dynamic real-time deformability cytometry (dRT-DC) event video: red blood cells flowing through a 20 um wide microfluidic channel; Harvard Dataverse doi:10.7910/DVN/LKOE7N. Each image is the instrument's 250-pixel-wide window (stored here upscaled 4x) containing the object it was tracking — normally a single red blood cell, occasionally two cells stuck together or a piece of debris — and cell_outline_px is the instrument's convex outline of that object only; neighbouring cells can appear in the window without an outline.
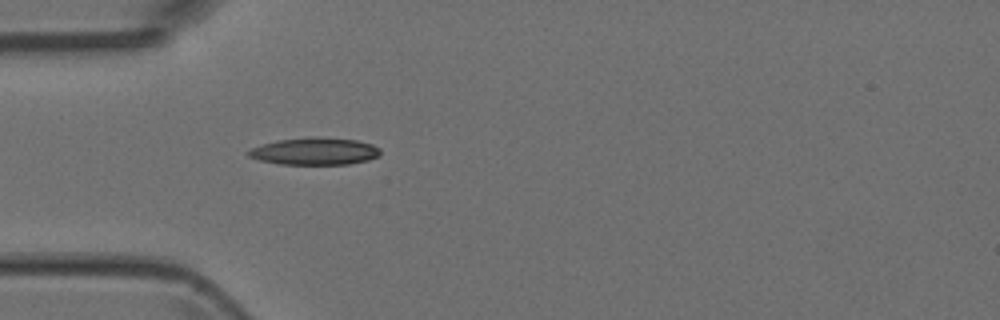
{"species": "Egyptian fruit bat (a non-hibernating species)", "species_latin": "Rousettus aegyptiacus", "temperature_condition": "room temperature", "stored_images_in_passage": 3, "camera_frame_rate_fps": 3000, "um_per_image_px": 0.085, "animal": {"sex": "female"}, "frame": {"image": 1, "passage_image": 3, "time_ms": 2.333, "image_size_px": [1000, 320], "cell_outline_px": [[380, 156], [368, 160], [348, 164], [280, 164], [260, 160], [248, 156], [244, 152], [248, 148], [276, 140], [308, 136], [316, 136], [356, 140], [372, 144], [380, 148]], "centroid_in_image_um": [26.71, 12.84], "position_along_channel_um": 58.3, "area_um2": 21.27}}